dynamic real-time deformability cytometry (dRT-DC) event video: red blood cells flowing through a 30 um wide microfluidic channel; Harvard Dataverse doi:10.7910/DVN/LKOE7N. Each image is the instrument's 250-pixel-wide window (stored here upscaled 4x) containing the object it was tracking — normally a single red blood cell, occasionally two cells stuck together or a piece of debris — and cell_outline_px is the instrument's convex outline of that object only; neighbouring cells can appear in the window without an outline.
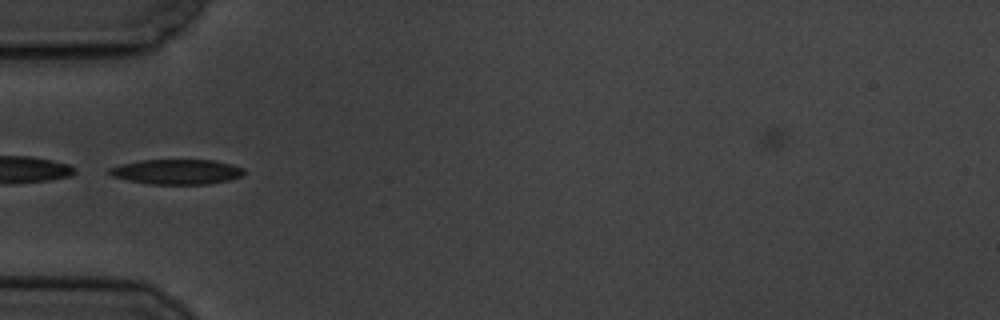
{"species": "common noctule bat (a hibernating species)", "species_latin": "Nyctalus noctula", "temperature_condition": "cold", "stored_images_in_passage": 4, "camera_frame_rate_fps": 3000, "um_per_image_px": 0.085, "animal": {"sex": "male", "body_mass_g": 19.5, "forearm_length_mm": 54.6}, "frame": {"image": 1, "passage_image": 3, "time_ms": 2.333, "image_size_px": [1000, 320], "cell_outline_px": [[244, 176], [228, 180], [204, 184], [148, 184], [128, 180], [112, 176], [108, 172], [108, 168], [120, 164], [140, 160], [212, 160], [232, 164], [244, 168]], "centroid_in_image_um": [15.02, 14.6], "position_along_channel_um": 70.0, "area_um2": 19.65}}
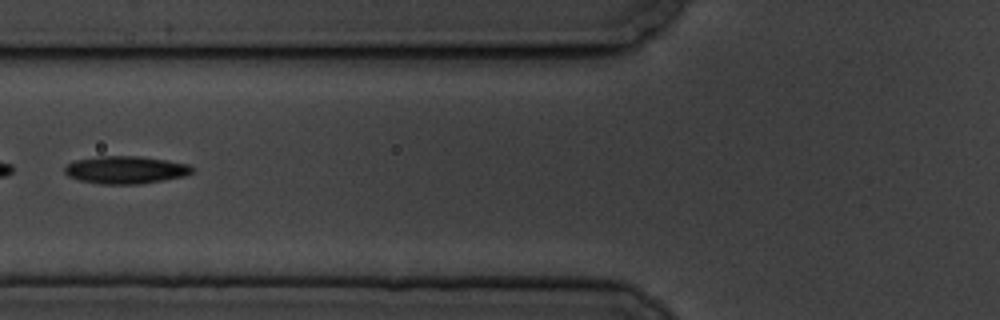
{"frame": {"image": 2, "passage_image": 4, "time_ms": 3.667, "image_size_px": [1000, 320], "cell_outline_px": [[196, 168], [192, 172], [184, 176], [164, 180], [140, 184], [100, 184], [80, 180], [68, 176], [64, 172], [64, 168], [68, 164], [76, 160], [100, 156], [140, 156], [168, 160], [188, 164]], "centroid_in_image_um": [10.71, 14.44], "position_along_channel_um": 115.1, "area_um2": 20.58}}